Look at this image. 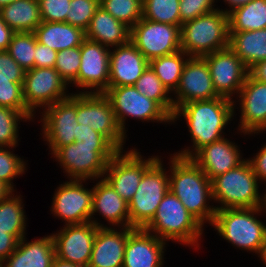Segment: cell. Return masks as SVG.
I'll return each instance as SVG.
<instances>
[{
	"label": "cell",
	"mask_w": 266,
	"mask_h": 267,
	"mask_svg": "<svg viewBox=\"0 0 266 267\" xmlns=\"http://www.w3.org/2000/svg\"><path fill=\"white\" fill-rule=\"evenodd\" d=\"M261 261H262V263L264 262V265H266V246H265L263 256L261 257Z\"/></svg>",
	"instance_id": "obj_56"
},
{
	"label": "cell",
	"mask_w": 266,
	"mask_h": 267,
	"mask_svg": "<svg viewBox=\"0 0 266 267\" xmlns=\"http://www.w3.org/2000/svg\"><path fill=\"white\" fill-rule=\"evenodd\" d=\"M125 152V153H124ZM119 151L108 163L104 179L127 203L137 191L144 172L159 158L143 159L137 149ZM124 153V154H123Z\"/></svg>",
	"instance_id": "obj_12"
},
{
	"label": "cell",
	"mask_w": 266,
	"mask_h": 267,
	"mask_svg": "<svg viewBox=\"0 0 266 267\" xmlns=\"http://www.w3.org/2000/svg\"><path fill=\"white\" fill-rule=\"evenodd\" d=\"M176 98L174 111L179 106L193 101L210 100L219 97L215 91L207 61L204 57H189L173 93Z\"/></svg>",
	"instance_id": "obj_19"
},
{
	"label": "cell",
	"mask_w": 266,
	"mask_h": 267,
	"mask_svg": "<svg viewBox=\"0 0 266 267\" xmlns=\"http://www.w3.org/2000/svg\"><path fill=\"white\" fill-rule=\"evenodd\" d=\"M229 32L266 28V0H252L228 14Z\"/></svg>",
	"instance_id": "obj_31"
},
{
	"label": "cell",
	"mask_w": 266,
	"mask_h": 267,
	"mask_svg": "<svg viewBox=\"0 0 266 267\" xmlns=\"http://www.w3.org/2000/svg\"><path fill=\"white\" fill-rule=\"evenodd\" d=\"M218 96L233 100L238 95L249 69L240 58L228 47L203 56Z\"/></svg>",
	"instance_id": "obj_16"
},
{
	"label": "cell",
	"mask_w": 266,
	"mask_h": 267,
	"mask_svg": "<svg viewBox=\"0 0 266 267\" xmlns=\"http://www.w3.org/2000/svg\"><path fill=\"white\" fill-rule=\"evenodd\" d=\"M158 158L143 174L137 191L128 203L130 227L145 228L169 191V175Z\"/></svg>",
	"instance_id": "obj_8"
},
{
	"label": "cell",
	"mask_w": 266,
	"mask_h": 267,
	"mask_svg": "<svg viewBox=\"0 0 266 267\" xmlns=\"http://www.w3.org/2000/svg\"><path fill=\"white\" fill-rule=\"evenodd\" d=\"M138 92L156 101L171 117L174 114V102L168 89L161 83L156 73L148 67L134 85Z\"/></svg>",
	"instance_id": "obj_34"
},
{
	"label": "cell",
	"mask_w": 266,
	"mask_h": 267,
	"mask_svg": "<svg viewBox=\"0 0 266 267\" xmlns=\"http://www.w3.org/2000/svg\"><path fill=\"white\" fill-rule=\"evenodd\" d=\"M214 3L215 0H180L179 12L181 26L183 23L194 20L198 16L206 15L218 9Z\"/></svg>",
	"instance_id": "obj_43"
},
{
	"label": "cell",
	"mask_w": 266,
	"mask_h": 267,
	"mask_svg": "<svg viewBox=\"0 0 266 267\" xmlns=\"http://www.w3.org/2000/svg\"><path fill=\"white\" fill-rule=\"evenodd\" d=\"M191 159L211 181L215 177L236 168L246 160L242 158L237 144L225 137L203 146Z\"/></svg>",
	"instance_id": "obj_23"
},
{
	"label": "cell",
	"mask_w": 266,
	"mask_h": 267,
	"mask_svg": "<svg viewBox=\"0 0 266 267\" xmlns=\"http://www.w3.org/2000/svg\"><path fill=\"white\" fill-rule=\"evenodd\" d=\"M23 81L24 77L0 76V106L16 109L31 121L35 116L25 105Z\"/></svg>",
	"instance_id": "obj_36"
},
{
	"label": "cell",
	"mask_w": 266,
	"mask_h": 267,
	"mask_svg": "<svg viewBox=\"0 0 266 267\" xmlns=\"http://www.w3.org/2000/svg\"><path fill=\"white\" fill-rule=\"evenodd\" d=\"M229 33V48L248 69L258 62L266 60V28Z\"/></svg>",
	"instance_id": "obj_29"
},
{
	"label": "cell",
	"mask_w": 266,
	"mask_h": 267,
	"mask_svg": "<svg viewBox=\"0 0 266 267\" xmlns=\"http://www.w3.org/2000/svg\"><path fill=\"white\" fill-rule=\"evenodd\" d=\"M179 1L143 0L142 18L181 27Z\"/></svg>",
	"instance_id": "obj_35"
},
{
	"label": "cell",
	"mask_w": 266,
	"mask_h": 267,
	"mask_svg": "<svg viewBox=\"0 0 266 267\" xmlns=\"http://www.w3.org/2000/svg\"><path fill=\"white\" fill-rule=\"evenodd\" d=\"M236 102L241 111L238 130L244 135L266 131V83L248 74Z\"/></svg>",
	"instance_id": "obj_20"
},
{
	"label": "cell",
	"mask_w": 266,
	"mask_h": 267,
	"mask_svg": "<svg viewBox=\"0 0 266 267\" xmlns=\"http://www.w3.org/2000/svg\"><path fill=\"white\" fill-rule=\"evenodd\" d=\"M261 150L256 153L251 159H247L252 166L256 177L261 182H266V143L260 148Z\"/></svg>",
	"instance_id": "obj_48"
},
{
	"label": "cell",
	"mask_w": 266,
	"mask_h": 267,
	"mask_svg": "<svg viewBox=\"0 0 266 267\" xmlns=\"http://www.w3.org/2000/svg\"><path fill=\"white\" fill-rule=\"evenodd\" d=\"M171 155L169 190L203 226L211 225L216 213L209 204L213 200L211 180L191 158Z\"/></svg>",
	"instance_id": "obj_2"
},
{
	"label": "cell",
	"mask_w": 266,
	"mask_h": 267,
	"mask_svg": "<svg viewBox=\"0 0 266 267\" xmlns=\"http://www.w3.org/2000/svg\"><path fill=\"white\" fill-rule=\"evenodd\" d=\"M134 229L98 227L87 267H122L127 238Z\"/></svg>",
	"instance_id": "obj_24"
},
{
	"label": "cell",
	"mask_w": 266,
	"mask_h": 267,
	"mask_svg": "<svg viewBox=\"0 0 266 267\" xmlns=\"http://www.w3.org/2000/svg\"><path fill=\"white\" fill-rule=\"evenodd\" d=\"M14 147L0 146V180L14 191L13 179L23 175L26 169V162L20 156L9 151Z\"/></svg>",
	"instance_id": "obj_40"
},
{
	"label": "cell",
	"mask_w": 266,
	"mask_h": 267,
	"mask_svg": "<svg viewBox=\"0 0 266 267\" xmlns=\"http://www.w3.org/2000/svg\"><path fill=\"white\" fill-rule=\"evenodd\" d=\"M34 34L37 42L57 52L81 46L85 40V31L66 22L43 21Z\"/></svg>",
	"instance_id": "obj_28"
},
{
	"label": "cell",
	"mask_w": 266,
	"mask_h": 267,
	"mask_svg": "<svg viewBox=\"0 0 266 267\" xmlns=\"http://www.w3.org/2000/svg\"><path fill=\"white\" fill-rule=\"evenodd\" d=\"M99 5L130 28L142 18L143 0H99Z\"/></svg>",
	"instance_id": "obj_38"
},
{
	"label": "cell",
	"mask_w": 266,
	"mask_h": 267,
	"mask_svg": "<svg viewBox=\"0 0 266 267\" xmlns=\"http://www.w3.org/2000/svg\"><path fill=\"white\" fill-rule=\"evenodd\" d=\"M14 1L16 0H0V8L10 3H13Z\"/></svg>",
	"instance_id": "obj_55"
},
{
	"label": "cell",
	"mask_w": 266,
	"mask_h": 267,
	"mask_svg": "<svg viewBox=\"0 0 266 267\" xmlns=\"http://www.w3.org/2000/svg\"><path fill=\"white\" fill-rule=\"evenodd\" d=\"M131 28L99 6L85 31V39L114 48L130 41Z\"/></svg>",
	"instance_id": "obj_27"
},
{
	"label": "cell",
	"mask_w": 266,
	"mask_h": 267,
	"mask_svg": "<svg viewBox=\"0 0 266 267\" xmlns=\"http://www.w3.org/2000/svg\"><path fill=\"white\" fill-rule=\"evenodd\" d=\"M93 202L91 211V220L97 227H108L104 224L98 223L93 215L99 213L107 220L108 225L116 228L130 227L129 206L128 203L120 197L114 190L110 183L104 178L99 179L96 185H93ZM94 217V218H93Z\"/></svg>",
	"instance_id": "obj_25"
},
{
	"label": "cell",
	"mask_w": 266,
	"mask_h": 267,
	"mask_svg": "<svg viewBox=\"0 0 266 267\" xmlns=\"http://www.w3.org/2000/svg\"><path fill=\"white\" fill-rule=\"evenodd\" d=\"M249 74L256 80L266 83V60L256 63L249 69Z\"/></svg>",
	"instance_id": "obj_51"
},
{
	"label": "cell",
	"mask_w": 266,
	"mask_h": 267,
	"mask_svg": "<svg viewBox=\"0 0 266 267\" xmlns=\"http://www.w3.org/2000/svg\"><path fill=\"white\" fill-rule=\"evenodd\" d=\"M15 32L7 26L0 16V50H7Z\"/></svg>",
	"instance_id": "obj_50"
},
{
	"label": "cell",
	"mask_w": 266,
	"mask_h": 267,
	"mask_svg": "<svg viewBox=\"0 0 266 267\" xmlns=\"http://www.w3.org/2000/svg\"><path fill=\"white\" fill-rule=\"evenodd\" d=\"M13 191L0 180V201L4 200Z\"/></svg>",
	"instance_id": "obj_54"
},
{
	"label": "cell",
	"mask_w": 266,
	"mask_h": 267,
	"mask_svg": "<svg viewBox=\"0 0 266 267\" xmlns=\"http://www.w3.org/2000/svg\"><path fill=\"white\" fill-rule=\"evenodd\" d=\"M0 76H25V70L10 56L7 50H0Z\"/></svg>",
	"instance_id": "obj_46"
},
{
	"label": "cell",
	"mask_w": 266,
	"mask_h": 267,
	"mask_svg": "<svg viewBox=\"0 0 266 267\" xmlns=\"http://www.w3.org/2000/svg\"><path fill=\"white\" fill-rule=\"evenodd\" d=\"M36 36L34 32H15L7 51L25 70L34 68Z\"/></svg>",
	"instance_id": "obj_37"
},
{
	"label": "cell",
	"mask_w": 266,
	"mask_h": 267,
	"mask_svg": "<svg viewBox=\"0 0 266 267\" xmlns=\"http://www.w3.org/2000/svg\"><path fill=\"white\" fill-rule=\"evenodd\" d=\"M57 51L49 46L43 45L36 40L34 67L37 68H54L56 64Z\"/></svg>",
	"instance_id": "obj_45"
},
{
	"label": "cell",
	"mask_w": 266,
	"mask_h": 267,
	"mask_svg": "<svg viewBox=\"0 0 266 267\" xmlns=\"http://www.w3.org/2000/svg\"><path fill=\"white\" fill-rule=\"evenodd\" d=\"M42 21L66 22L71 0H38Z\"/></svg>",
	"instance_id": "obj_44"
},
{
	"label": "cell",
	"mask_w": 266,
	"mask_h": 267,
	"mask_svg": "<svg viewBox=\"0 0 266 267\" xmlns=\"http://www.w3.org/2000/svg\"><path fill=\"white\" fill-rule=\"evenodd\" d=\"M55 257L54 241L51 235L31 242H26L24 236L19 240L15 251L0 264V267H52Z\"/></svg>",
	"instance_id": "obj_26"
},
{
	"label": "cell",
	"mask_w": 266,
	"mask_h": 267,
	"mask_svg": "<svg viewBox=\"0 0 266 267\" xmlns=\"http://www.w3.org/2000/svg\"><path fill=\"white\" fill-rule=\"evenodd\" d=\"M76 119L78 124L91 127L104 135L119 151H124L126 135L121 130L112 105L103 93H76Z\"/></svg>",
	"instance_id": "obj_9"
},
{
	"label": "cell",
	"mask_w": 266,
	"mask_h": 267,
	"mask_svg": "<svg viewBox=\"0 0 266 267\" xmlns=\"http://www.w3.org/2000/svg\"><path fill=\"white\" fill-rule=\"evenodd\" d=\"M118 152L112 143L80 141L59 147L51 155L63 167V173H66L68 179L96 181L104 177L107 163Z\"/></svg>",
	"instance_id": "obj_6"
},
{
	"label": "cell",
	"mask_w": 266,
	"mask_h": 267,
	"mask_svg": "<svg viewBox=\"0 0 266 267\" xmlns=\"http://www.w3.org/2000/svg\"><path fill=\"white\" fill-rule=\"evenodd\" d=\"M223 1L229 6L230 9H227V8L226 10L221 9V11L228 15L230 12H232L236 8L245 6L252 0H223Z\"/></svg>",
	"instance_id": "obj_52"
},
{
	"label": "cell",
	"mask_w": 266,
	"mask_h": 267,
	"mask_svg": "<svg viewBox=\"0 0 266 267\" xmlns=\"http://www.w3.org/2000/svg\"><path fill=\"white\" fill-rule=\"evenodd\" d=\"M74 93L41 112L43 139L47 141L52 154L59 147L74 143L77 138L76 92Z\"/></svg>",
	"instance_id": "obj_14"
},
{
	"label": "cell",
	"mask_w": 266,
	"mask_h": 267,
	"mask_svg": "<svg viewBox=\"0 0 266 267\" xmlns=\"http://www.w3.org/2000/svg\"><path fill=\"white\" fill-rule=\"evenodd\" d=\"M67 86L55 68L34 67L27 70L22 85L25 105L35 114V109H43L68 98L72 93L67 94Z\"/></svg>",
	"instance_id": "obj_13"
},
{
	"label": "cell",
	"mask_w": 266,
	"mask_h": 267,
	"mask_svg": "<svg viewBox=\"0 0 266 267\" xmlns=\"http://www.w3.org/2000/svg\"><path fill=\"white\" fill-rule=\"evenodd\" d=\"M22 197L14 191L0 201V230L21 240L26 234V216Z\"/></svg>",
	"instance_id": "obj_32"
},
{
	"label": "cell",
	"mask_w": 266,
	"mask_h": 267,
	"mask_svg": "<svg viewBox=\"0 0 266 267\" xmlns=\"http://www.w3.org/2000/svg\"><path fill=\"white\" fill-rule=\"evenodd\" d=\"M110 50L108 87L134 86L149 61L129 41Z\"/></svg>",
	"instance_id": "obj_22"
},
{
	"label": "cell",
	"mask_w": 266,
	"mask_h": 267,
	"mask_svg": "<svg viewBox=\"0 0 266 267\" xmlns=\"http://www.w3.org/2000/svg\"><path fill=\"white\" fill-rule=\"evenodd\" d=\"M97 226L91 222L65 225L52 234L56 257L87 267L90 261Z\"/></svg>",
	"instance_id": "obj_18"
},
{
	"label": "cell",
	"mask_w": 266,
	"mask_h": 267,
	"mask_svg": "<svg viewBox=\"0 0 266 267\" xmlns=\"http://www.w3.org/2000/svg\"><path fill=\"white\" fill-rule=\"evenodd\" d=\"M234 100L216 97L185 103L175 109L172 122L183 116L192 140V148L187 147L174 153L183 158H191L200 148L224 138L223 132L235 114ZM224 134V135H223Z\"/></svg>",
	"instance_id": "obj_1"
},
{
	"label": "cell",
	"mask_w": 266,
	"mask_h": 267,
	"mask_svg": "<svg viewBox=\"0 0 266 267\" xmlns=\"http://www.w3.org/2000/svg\"><path fill=\"white\" fill-rule=\"evenodd\" d=\"M87 180L69 179L60 184L53 195L51 213L65 221V225L90 222L93 187L85 188Z\"/></svg>",
	"instance_id": "obj_15"
},
{
	"label": "cell",
	"mask_w": 266,
	"mask_h": 267,
	"mask_svg": "<svg viewBox=\"0 0 266 267\" xmlns=\"http://www.w3.org/2000/svg\"><path fill=\"white\" fill-rule=\"evenodd\" d=\"M130 41L150 61L181 50V27L141 18L131 28Z\"/></svg>",
	"instance_id": "obj_11"
},
{
	"label": "cell",
	"mask_w": 266,
	"mask_h": 267,
	"mask_svg": "<svg viewBox=\"0 0 266 267\" xmlns=\"http://www.w3.org/2000/svg\"><path fill=\"white\" fill-rule=\"evenodd\" d=\"M109 60V47L85 39L81 45L78 76L72 84L86 90L80 91V93H103L109 83Z\"/></svg>",
	"instance_id": "obj_17"
},
{
	"label": "cell",
	"mask_w": 266,
	"mask_h": 267,
	"mask_svg": "<svg viewBox=\"0 0 266 267\" xmlns=\"http://www.w3.org/2000/svg\"><path fill=\"white\" fill-rule=\"evenodd\" d=\"M204 226L187 211V208L170 190L160 202L151 222L144 228L165 241L199 247ZM197 246V247H195Z\"/></svg>",
	"instance_id": "obj_4"
},
{
	"label": "cell",
	"mask_w": 266,
	"mask_h": 267,
	"mask_svg": "<svg viewBox=\"0 0 266 267\" xmlns=\"http://www.w3.org/2000/svg\"><path fill=\"white\" fill-rule=\"evenodd\" d=\"M228 15L219 8L181 26V50L190 57H203L229 47Z\"/></svg>",
	"instance_id": "obj_7"
},
{
	"label": "cell",
	"mask_w": 266,
	"mask_h": 267,
	"mask_svg": "<svg viewBox=\"0 0 266 267\" xmlns=\"http://www.w3.org/2000/svg\"><path fill=\"white\" fill-rule=\"evenodd\" d=\"M103 94L108 98L121 130L126 134V117L141 121L172 124V117L154 100L138 92L135 86L108 87Z\"/></svg>",
	"instance_id": "obj_10"
},
{
	"label": "cell",
	"mask_w": 266,
	"mask_h": 267,
	"mask_svg": "<svg viewBox=\"0 0 266 267\" xmlns=\"http://www.w3.org/2000/svg\"><path fill=\"white\" fill-rule=\"evenodd\" d=\"M52 267H84L78 264L63 261L57 257L54 258Z\"/></svg>",
	"instance_id": "obj_53"
},
{
	"label": "cell",
	"mask_w": 266,
	"mask_h": 267,
	"mask_svg": "<svg viewBox=\"0 0 266 267\" xmlns=\"http://www.w3.org/2000/svg\"><path fill=\"white\" fill-rule=\"evenodd\" d=\"M0 16L14 32H34L43 22L38 0H16L1 7Z\"/></svg>",
	"instance_id": "obj_30"
},
{
	"label": "cell",
	"mask_w": 266,
	"mask_h": 267,
	"mask_svg": "<svg viewBox=\"0 0 266 267\" xmlns=\"http://www.w3.org/2000/svg\"><path fill=\"white\" fill-rule=\"evenodd\" d=\"M99 6V0H71L66 23L86 31Z\"/></svg>",
	"instance_id": "obj_42"
},
{
	"label": "cell",
	"mask_w": 266,
	"mask_h": 267,
	"mask_svg": "<svg viewBox=\"0 0 266 267\" xmlns=\"http://www.w3.org/2000/svg\"><path fill=\"white\" fill-rule=\"evenodd\" d=\"M211 182L213 202L220 203L216 210L265 206V194L258 190L261 182L247 159Z\"/></svg>",
	"instance_id": "obj_5"
},
{
	"label": "cell",
	"mask_w": 266,
	"mask_h": 267,
	"mask_svg": "<svg viewBox=\"0 0 266 267\" xmlns=\"http://www.w3.org/2000/svg\"><path fill=\"white\" fill-rule=\"evenodd\" d=\"M266 192V191H265ZM265 210H266V193H265ZM266 213V212H265Z\"/></svg>",
	"instance_id": "obj_57"
},
{
	"label": "cell",
	"mask_w": 266,
	"mask_h": 267,
	"mask_svg": "<svg viewBox=\"0 0 266 267\" xmlns=\"http://www.w3.org/2000/svg\"><path fill=\"white\" fill-rule=\"evenodd\" d=\"M189 57L184 51L179 50L176 53L150 60L149 66L168 91L173 93L180 83L183 68Z\"/></svg>",
	"instance_id": "obj_33"
},
{
	"label": "cell",
	"mask_w": 266,
	"mask_h": 267,
	"mask_svg": "<svg viewBox=\"0 0 266 267\" xmlns=\"http://www.w3.org/2000/svg\"><path fill=\"white\" fill-rule=\"evenodd\" d=\"M20 120L29 119L16 109L0 106V146H18V136Z\"/></svg>",
	"instance_id": "obj_39"
},
{
	"label": "cell",
	"mask_w": 266,
	"mask_h": 267,
	"mask_svg": "<svg viewBox=\"0 0 266 267\" xmlns=\"http://www.w3.org/2000/svg\"><path fill=\"white\" fill-rule=\"evenodd\" d=\"M83 143H111L104 135L94 131L91 127L78 124L77 138L75 142Z\"/></svg>",
	"instance_id": "obj_47"
},
{
	"label": "cell",
	"mask_w": 266,
	"mask_h": 267,
	"mask_svg": "<svg viewBox=\"0 0 266 267\" xmlns=\"http://www.w3.org/2000/svg\"><path fill=\"white\" fill-rule=\"evenodd\" d=\"M19 240L12 234L0 230V264L15 251Z\"/></svg>",
	"instance_id": "obj_49"
},
{
	"label": "cell",
	"mask_w": 266,
	"mask_h": 267,
	"mask_svg": "<svg viewBox=\"0 0 266 267\" xmlns=\"http://www.w3.org/2000/svg\"><path fill=\"white\" fill-rule=\"evenodd\" d=\"M166 242L144 228H135L128 235L122 267H162Z\"/></svg>",
	"instance_id": "obj_21"
},
{
	"label": "cell",
	"mask_w": 266,
	"mask_h": 267,
	"mask_svg": "<svg viewBox=\"0 0 266 267\" xmlns=\"http://www.w3.org/2000/svg\"><path fill=\"white\" fill-rule=\"evenodd\" d=\"M81 61V46L57 52L55 69L67 84H72L78 76Z\"/></svg>",
	"instance_id": "obj_41"
},
{
	"label": "cell",
	"mask_w": 266,
	"mask_h": 267,
	"mask_svg": "<svg viewBox=\"0 0 266 267\" xmlns=\"http://www.w3.org/2000/svg\"><path fill=\"white\" fill-rule=\"evenodd\" d=\"M266 212L265 207L216 210L211 226L220 237L234 247L258 254L261 259L266 246V225L254 215Z\"/></svg>",
	"instance_id": "obj_3"
}]
</instances>
